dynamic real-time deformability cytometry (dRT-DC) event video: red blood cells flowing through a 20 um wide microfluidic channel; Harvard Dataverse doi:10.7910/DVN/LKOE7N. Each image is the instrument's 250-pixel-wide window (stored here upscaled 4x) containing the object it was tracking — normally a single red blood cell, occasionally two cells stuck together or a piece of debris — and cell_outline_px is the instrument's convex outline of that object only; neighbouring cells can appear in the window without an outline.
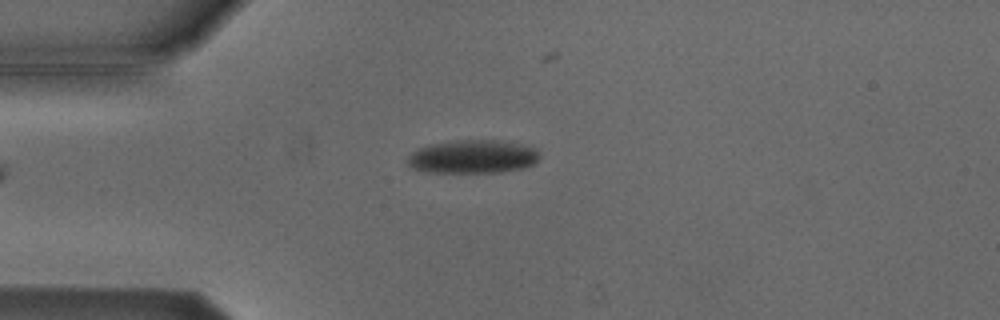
{"species": "Egyptian fruit bat (a non-hibernating species)", "species_latin": "Rousettus aegyptiacus", "temperature_condition": "cold", "stored_images_in_passage": 4, "camera_frame_rate_fps": 3000, "um_per_image_px": 0.085, "animal": {"sex": "male"}, "frame": {"image": 1, "passage_image": 4, "time_ms": 4.333, "image_size_px": [1000, 320], "cell_outline_px": [[540, 156], [532, 164], [524, 168], [500, 172], [424, 172], [412, 168], [408, 164], [408, 156], [416, 148], [428, 144], [448, 140], [496, 140], [520, 144], [536, 148], [540, 152]], "centroid_in_image_um": [40.15, 13.31], "position_along_channel_um": 44.9, "area_um2": 25.95}}